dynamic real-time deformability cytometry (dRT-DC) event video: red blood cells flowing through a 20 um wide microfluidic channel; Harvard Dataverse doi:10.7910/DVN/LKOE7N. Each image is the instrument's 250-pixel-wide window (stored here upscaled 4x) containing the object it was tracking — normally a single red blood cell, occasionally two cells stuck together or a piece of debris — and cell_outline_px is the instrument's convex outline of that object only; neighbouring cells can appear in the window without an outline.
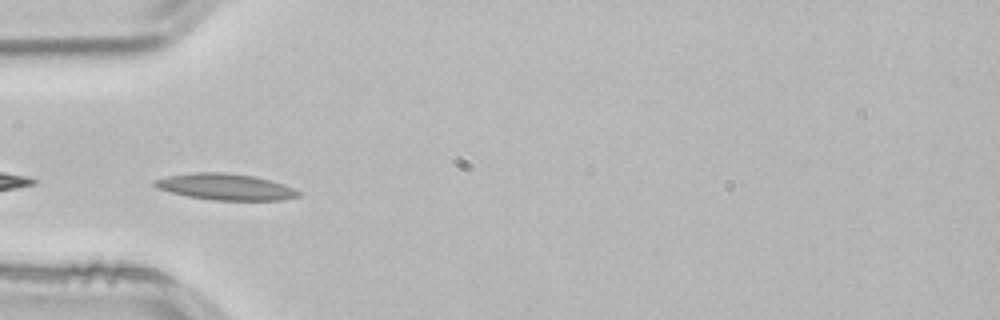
{"species": "common noctule bat (a hibernating species)", "species_latin": "Nyctalus noctula", "temperature_condition": "room temperature", "stored_images_in_passage": 5, "camera_frame_rate_fps": 3000, "um_per_image_px": 0.085, "animal": {"sex": "male", "body_mass_g": 21.5, "forearm_length_mm": 52.0}, "frame": {"image": 1, "passage_image": 1, "time_ms": 0.0, "image_size_px": [1000, 320], "cell_outline_px": [[300, 196], [280, 200], [212, 200], [188, 196], [168, 192], [156, 188], [152, 184], [152, 180], [168, 176], [196, 172], [224, 172], [252, 176], [268, 180], [292, 188], [300, 192]], "centroid_in_image_um": [19.08, 15.88], "position_along_channel_um": 65.9, "area_um2": 21.85}}